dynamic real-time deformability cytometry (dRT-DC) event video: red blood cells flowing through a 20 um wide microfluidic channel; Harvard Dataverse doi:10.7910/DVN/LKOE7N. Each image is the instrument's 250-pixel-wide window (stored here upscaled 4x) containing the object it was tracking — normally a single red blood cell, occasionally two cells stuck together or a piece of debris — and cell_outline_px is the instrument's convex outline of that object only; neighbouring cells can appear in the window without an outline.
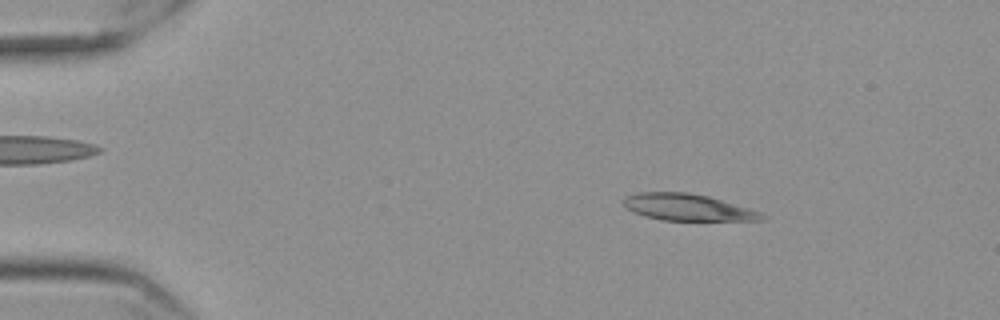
{"species": "Egyptian fruit bat (a non-hibernating species)", "species_latin": "Rousettus aegyptiacus", "temperature_condition": "cold", "stored_images_in_passage": 57, "camera_frame_rate_fps": 3000, "um_per_image_px": 0.085, "frame": {"image": 1, "passage_image": 9, "time_ms": 2.667, "image_size_px": [1000, 320], "cell_outline_px": [[768, 216], [764, 220], [660, 220], [644, 216], [628, 208], [624, 204], [624, 200], [628, 196], [640, 192], [688, 192], [708, 196], [748, 208], [760, 212]], "centroid_in_image_um": [58.48, 17.62], "position_along_channel_um": 26.5, "area_um2": 21.15}}
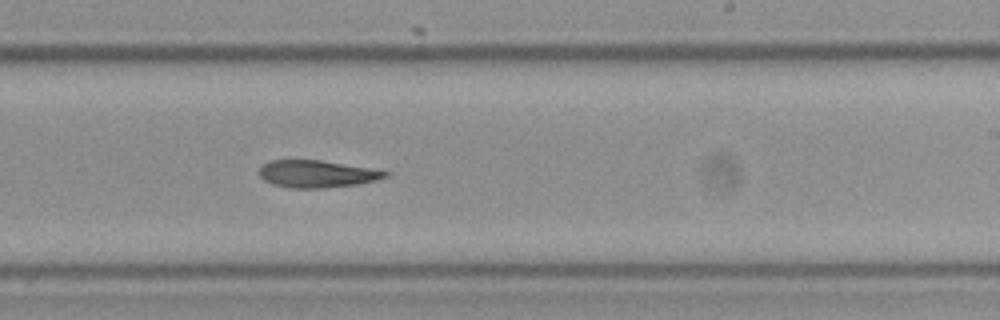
{"frame": {"image": 2, "passage_image": 35, "time_ms": 11.333, "image_size_px": [1000, 320], "cell_outline_px": [[392, 172], [388, 176], [376, 180], [356, 184], [324, 188], [292, 188], [272, 184], [264, 180], [260, 176], [260, 168], [264, 164], [272, 160], [320, 160]], "centroid_in_image_um": [26.94, 14.78], "position_along_channel_um": 262.1, "area_um2": 19.77}}
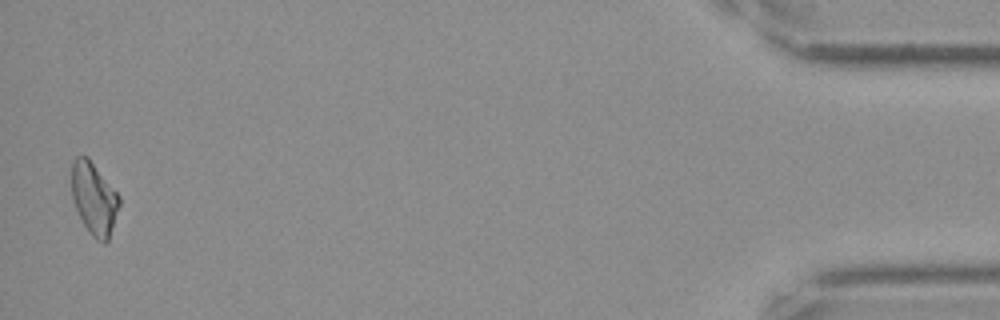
{"frame": {"image": 3, "passage_image": 56, "time_ms": 18.333, "image_size_px": [1000, 320], "cell_outline_px": [[120, 204], [108, 240], [104, 244], [96, 240], [88, 232], [76, 208], [72, 196], [72, 164], [76, 156], [88, 156], [120, 196]], "centroid_in_image_um": [8.0, 16.87], "position_along_channel_um": 427.2, "area_um2": 19.94}}